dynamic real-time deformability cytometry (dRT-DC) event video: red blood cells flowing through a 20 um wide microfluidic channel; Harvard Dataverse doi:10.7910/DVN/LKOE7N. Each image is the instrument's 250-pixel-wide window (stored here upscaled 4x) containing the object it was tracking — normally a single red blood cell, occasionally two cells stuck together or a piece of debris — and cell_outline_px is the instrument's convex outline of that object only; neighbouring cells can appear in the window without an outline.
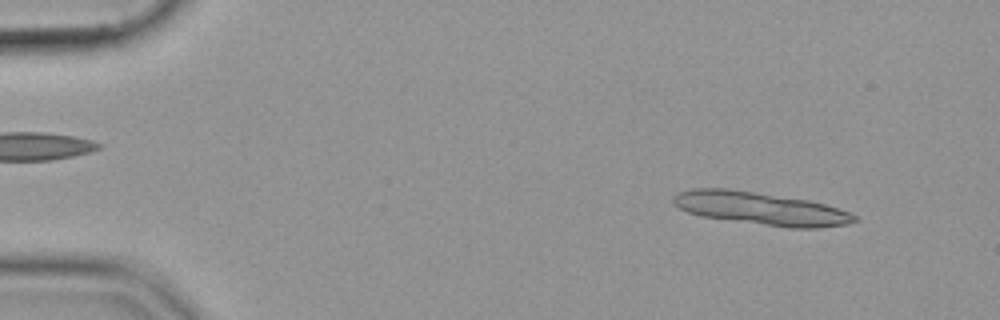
{"species": "common noctule bat (a hibernating species)", "species_latin": "Nyctalus noctula", "temperature_condition": "cold", "stored_images_in_passage": 14, "camera_frame_rate_fps": 3000, "um_per_image_px": 0.085, "animal": {"sex": "female", "body_mass_g": 19.9}, "frame": {"image": 1, "passage_image": 5, "time_ms": 1.333, "image_size_px": [1000, 320], "cell_outline_px": [[860, 220], [848, 224], [820, 228], [788, 228], [700, 216], [688, 212], [680, 208], [672, 200], [672, 196], [676, 192], [692, 188], [728, 188], [808, 200], [824, 204], [848, 212], [856, 216]], "centroid_in_image_um": [64.64, 17.72], "position_along_channel_um": 20.4, "area_um2": 34.62}}